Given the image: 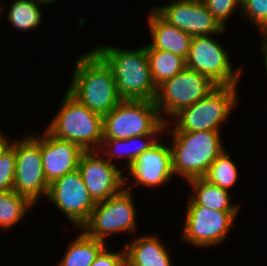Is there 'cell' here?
<instances>
[{
  "label": "cell",
  "instance_id": "f546056e",
  "mask_svg": "<svg viewBox=\"0 0 267 266\" xmlns=\"http://www.w3.org/2000/svg\"><path fill=\"white\" fill-rule=\"evenodd\" d=\"M263 36V45H262V51H263V53H264V57H265V59H264V61H265V70H266V72H267V32H263V33H261Z\"/></svg>",
  "mask_w": 267,
  "mask_h": 266
},
{
  "label": "cell",
  "instance_id": "277c9868",
  "mask_svg": "<svg viewBox=\"0 0 267 266\" xmlns=\"http://www.w3.org/2000/svg\"><path fill=\"white\" fill-rule=\"evenodd\" d=\"M61 102L58 114L46 130L58 139L71 141L84 151H99L103 140V116L89 110L68 91Z\"/></svg>",
  "mask_w": 267,
  "mask_h": 266
},
{
  "label": "cell",
  "instance_id": "5bb4252c",
  "mask_svg": "<svg viewBox=\"0 0 267 266\" xmlns=\"http://www.w3.org/2000/svg\"><path fill=\"white\" fill-rule=\"evenodd\" d=\"M165 21L191 35H218L225 30L201 0H176L153 8Z\"/></svg>",
  "mask_w": 267,
  "mask_h": 266
},
{
  "label": "cell",
  "instance_id": "83f0119b",
  "mask_svg": "<svg viewBox=\"0 0 267 266\" xmlns=\"http://www.w3.org/2000/svg\"><path fill=\"white\" fill-rule=\"evenodd\" d=\"M202 3L208 8L210 13L219 22V24L225 29L226 21L229 17H232L236 9L241 10L242 0H201Z\"/></svg>",
  "mask_w": 267,
  "mask_h": 266
},
{
  "label": "cell",
  "instance_id": "7c38bea8",
  "mask_svg": "<svg viewBox=\"0 0 267 266\" xmlns=\"http://www.w3.org/2000/svg\"><path fill=\"white\" fill-rule=\"evenodd\" d=\"M46 198L78 229L88 221L96 205L78 169L50 183Z\"/></svg>",
  "mask_w": 267,
  "mask_h": 266
},
{
  "label": "cell",
  "instance_id": "7a4b0ae2",
  "mask_svg": "<svg viewBox=\"0 0 267 266\" xmlns=\"http://www.w3.org/2000/svg\"><path fill=\"white\" fill-rule=\"evenodd\" d=\"M111 68L122 100H151L157 93L147 58L146 45L135 50L115 46L93 49Z\"/></svg>",
  "mask_w": 267,
  "mask_h": 266
},
{
  "label": "cell",
  "instance_id": "4dcf8cb0",
  "mask_svg": "<svg viewBox=\"0 0 267 266\" xmlns=\"http://www.w3.org/2000/svg\"><path fill=\"white\" fill-rule=\"evenodd\" d=\"M9 143L8 138L4 135H0V152Z\"/></svg>",
  "mask_w": 267,
  "mask_h": 266
},
{
  "label": "cell",
  "instance_id": "8fae6325",
  "mask_svg": "<svg viewBox=\"0 0 267 266\" xmlns=\"http://www.w3.org/2000/svg\"><path fill=\"white\" fill-rule=\"evenodd\" d=\"M186 66L216 86L238 85L242 68H232L227 51L211 35L192 37Z\"/></svg>",
  "mask_w": 267,
  "mask_h": 266
},
{
  "label": "cell",
  "instance_id": "7402d4cb",
  "mask_svg": "<svg viewBox=\"0 0 267 266\" xmlns=\"http://www.w3.org/2000/svg\"><path fill=\"white\" fill-rule=\"evenodd\" d=\"M151 76L156 87L186 67V60L164 50H146Z\"/></svg>",
  "mask_w": 267,
  "mask_h": 266
},
{
  "label": "cell",
  "instance_id": "6da1fadb",
  "mask_svg": "<svg viewBox=\"0 0 267 266\" xmlns=\"http://www.w3.org/2000/svg\"><path fill=\"white\" fill-rule=\"evenodd\" d=\"M67 91L89 110L102 116L121 101L111 68L92 49L76 59Z\"/></svg>",
  "mask_w": 267,
  "mask_h": 266
},
{
  "label": "cell",
  "instance_id": "44dd1931",
  "mask_svg": "<svg viewBox=\"0 0 267 266\" xmlns=\"http://www.w3.org/2000/svg\"><path fill=\"white\" fill-rule=\"evenodd\" d=\"M69 244L59 266H91L106 242L89 237L82 229Z\"/></svg>",
  "mask_w": 267,
  "mask_h": 266
},
{
  "label": "cell",
  "instance_id": "ac0fdd59",
  "mask_svg": "<svg viewBox=\"0 0 267 266\" xmlns=\"http://www.w3.org/2000/svg\"><path fill=\"white\" fill-rule=\"evenodd\" d=\"M159 237L145 235L124 244L127 266H173L170 253Z\"/></svg>",
  "mask_w": 267,
  "mask_h": 266
},
{
  "label": "cell",
  "instance_id": "d4e9b609",
  "mask_svg": "<svg viewBox=\"0 0 267 266\" xmlns=\"http://www.w3.org/2000/svg\"><path fill=\"white\" fill-rule=\"evenodd\" d=\"M238 175L236 164L226 153V150H224L210 165L204 179L213 185L229 191L230 187L237 182Z\"/></svg>",
  "mask_w": 267,
  "mask_h": 266
},
{
  "label": "cell",
  "instance_id": "ffe728a7",
  "mask_svg": "<svg viewBox=\"0 0 267 266\" xmlns=\"http://www.w3.org/2000/svg\"><path fill=\"white\" fill-rule=\"evenodd\" d=\"M155 135L156 134L139 135L130 137L128 139H103L100 148L104 147L106 151L104 150V148H102L103 151L101 155H103V157H105V159L111 164H115L113 163L112 159H119L125 156V158H127V167L129 168L139 155L151 148L158 141V138H156ZM142 139H145V141H143ZM137 140L141 142L140 145L137 144V146L133 147V149H130V145ZM123 146H128V149L126 148L127 150H124L125 147Z\"/></svg>",
  "mask_w": 267,
  "mask_h": 266
},
{
  "label": "cell",
  "instance_id": "52a82bcc",
  "mask_svg": "<svg viewBox=\"0 0 267 266\" xmlns=\"http://www.w3.org/2000/svg\"><path fill=\"white\" fill-rule=\"evenodd\" d=\"M130 184L118 194L96 202L88 221L80 228L89 237L105 242L110 234L134 232L136 227V208Z\"/></svg>",
  "mask_w": 267,
  "mask_h": 266
},
{
  "label": "cell",
  "instance_id": "cb8c5ba5",
  "mask_svg": "<svg viewBox=\"0 0 267 266\" xmlns=\"http://www.w3.org/2000/svg\"><path fill=\"white\" fill-rule=\"evenodd\" d=\"M32 206L35 205L14 190L0 192V228L10 230L22 221Z\"/></svg>",
  "mask_w": 267,
  "mask_h": 266
},
{
  "label": "cell",
  "instance_id": "2e32d148",
  "mask_svg": "<svg viewBox=\"0 0 267 266\" xmlns=\"http://www.w3.org/2000/svg\"><path fill=\"white\" fill-rule=\"evenodd\" d=\"M43 170L48 183L63 177L78 168L81 155L85 152L71 141L58 139L46 129L40 135Z\"/></svg>",
  "mask_w": 267,
  "mask_h": 266
},
{
  "label": "cell",
  "instance_id": "e0dca14e",
  "mask_svg": "<svg viewBox=\"0 0 267 266\" xmlns=\"http://www.w3.org/2000/svg\"><path fill=\"white\" fill-rule=\"evenodd\" d=\"M151 10L148 24L152 42L146 45V50H164L186 60L192 36L165 21L153 8Z\"/></svg>",
  "mask_w": 267,
  "mask_h": 266
},
{
  "label": "cell",
  "instance_id": "9a60e30c",
  "mask_svg": "<svg viewBox=\"0 0 267 266\" xmlns=\"http://www.w3.org/2000/svg\"><path fill=\"white\" fill-rule=\"evenodd\" d=\"M129 173L135 178V185L160 186L174 176L173 160L170 145L159 140L130 165Z\"/></svg>",
  "mask_w": 267,
  "mask_h": 266
},
{
  "label": "cell",
  "instance_id": "30bf717a",
  "mask_svg": "<svg viewBox=\"0 0 267 266\" xmlns=\"http://www.w3.org/2000/svg\"><path fill=\"white\" fill-rule=\"evenodd\" d=\"M15 174L13 190L36 205L41 195L47 197L49 183L43 170L40 135L15 140Z\"/></svg>",
  "mask_w": 267,
  "mask_h": 266
},
{
  "label": "cell",
  "instance_id": "ba28073f",
  "mask_svg": "<svg viewBox=\"0 0 267 266\" xmlns=\"http://www.w3.org/2000/svg\"><path fill=\"white\" fill-rule=\"evenodd\" d=\"M215 87L216 85L206 76L186 66L180 73L157 87L155 106L163 122L167 123L163 114L175 116L204 98Z\"/></svg>",
  "mask_w": 267,
  "mask_h": 266
},
{
  "label": "cell",
  "instance_id": "d6a6232c",
  "mask_svg": "<svg viewBox=\"0 0 267 266\" xmlns=\"http://www.w3.org/2000/svg\"><path fill=\"white\" fill-rule=\"evenodd\" d=\"M3 10H4V9H3V6L0 5V18H1V12H2Z\"/></svg>",
  "mask_w": 267,
  "mask_h": 266
},
{
  "label": "cell",
  "instance_id": "1f68e13d",
  "mask_svg": "<svg viewBox=\"0 0 267 266\" xmlns=\"http://www.w3.org/2000/svg\"><path fill=\"white\" fill-rule=\"evenodd\" d=\"M42 1L47 2V3H52V2H55L57 0H42Z\"/></svg>",
  "mask_w": 267,
  "mask_h": 266
},
{
  "label": "cell",
  "instance_id": "9c48e42d",
  "mask_svg": "<svg viewBox=\"0 0 267 266\" xmlns=\"http://www.w3.org/2000/svg\"><path fill=\"white\" fill-rule=\"evenodd\" d=\"M186 207L182 240L191 246L213 247L224 242L238 211H218L196 204L191 198Z\"/></svg>",
  "mask_w": 267,
  "mask_h": 266
},
{
  "label": "cell",
  "instance_id": "5b68a950",
  "mask_svg": "<svg viewBox=\"0 0 267 266\" xmlns=\"http://www.w3.org/2000/svg\"><path fill=\"white\" fill-rule=\"evenodd\" d=\"M151 100H122L103 116V139H128L158 134L169 127Z\"/></svg>",
  "mask_w": 267,
  "mask_h": 266
},
{
  "label": "cell",
  "instance_id": "4fadbf2b",
  "mask_svg": "<svg viewBox=\"0 0 267 266\" xmlns=\"http://www.w3.org/2000/svg\"><path fill=\"white\" fill-rule=\"evenodd\" d=\"M100 151H85L79 160L78 170L95 202L106 200L125 188L126 176L116 164H111ZM124 176V177H123Z\"/></svg>",
  "mask_w": 267,
  "mask_h": 266
},
{
  "label": "cell",
  "instance_id": "3957f363",
  "mask_svg": "<svg viewBox=\"0 0 267 266\" xmlns=\"http://www.w3.org/2000/svg\"><path fill=\"white\" fill-rule=\"evenodd\" d=\"M168 132L174 176L180 175L187 181L204 178L210 165L225 150L221 132H179L175 127Z\"/></svg>",
  "mask_w": 267,
  "mask_h": 266
},
{
  "label": "cell",
  "instance_id": "603a6c76",
  "mask_svg": "<svg viewBox=\"0 0 267 266\" xmlns=\"http://www.w3.org/2000/svg\"><path fill=\"white\" fill-rule=\"evenodd\" d=\"M49 3L42 0H14L8 11V20L12 26L20 31H28L37 28L42 19L40 5Z\"/></svg>",
  "mask_w": 267,
  "mask_h": 266
},
{
  "label": "cell",
  "instance_id": "d6986e66",
  "mask_svg": "<svg viewBox=\"0 0 267 266\" xmlns=\"http://www.w3.org/2000/svg\"><path fill=\"white\" fill-rule=\"evenodd\" d=\"M193 189L191 199L198 205L218 211H239L240 204H232L228 190L209 183L204 178H195L189 181Z\"/></svg>",
  "mask_w": 267,
  "mask_h": 266
},
{
  "label": "cell",
  "instance_id": "4316f807",
  "mask_svg": "<svg viewBox=\"0 0 267 266\" xmlns=\"http://www.w3.org/2000/svg\"><path fill=\"white\" fill-rule=\"evenodd\" d=\"M239 13L249 18L258 31L267 32V0H242Z\"/></svg>",
  "mask_w": 267,
  "mask_h": 266
},
{
  "label": "cell",
  "instance_id": "484cf974",
  "mask_svg": "<svg viewBox=\"0 0 267 266\" xmlns=\"http://www.w3.org/2000/svg\"><path fill=\"white\" fill-rule=\"evenodd\" d=\"M15 159V141L11 140L0 152V192L13 190Z\"/></svg>",
  "mask_w": 267,
  "mask_h": 266
},
{
  "label": "cell",
  "instance_id": "f1b7e54d",
  "mask_svg": "<svg viewBox=\"0 0 267 266\" xmlns=\"http://www.w3.org/2000/svg\"><path fill=\"white\" fill-rule=\"evenodd\" d=\"M91 266H127L124 249L119 252L109 251L106 246L100 251Z\"/></svg>",
  "mask_w": 267,
  "mask_h": 266
},
{
  "label": "cell",
  "instance_id": "8992f818",
  "mask_svg": "<svg viewBox=\"0 0 267 266\" xmlns=\"http://www.w3.org/2000/svg\"><path fill=\"white\" fill-rule=\"evenodd\" d=\"M237 85L216 86L204 98L181 110L174 127L179 132L217 131L237 104Z\"/></svg>",
  "mask_w": 267,
  "mask_h": 266
}]
</instances>
